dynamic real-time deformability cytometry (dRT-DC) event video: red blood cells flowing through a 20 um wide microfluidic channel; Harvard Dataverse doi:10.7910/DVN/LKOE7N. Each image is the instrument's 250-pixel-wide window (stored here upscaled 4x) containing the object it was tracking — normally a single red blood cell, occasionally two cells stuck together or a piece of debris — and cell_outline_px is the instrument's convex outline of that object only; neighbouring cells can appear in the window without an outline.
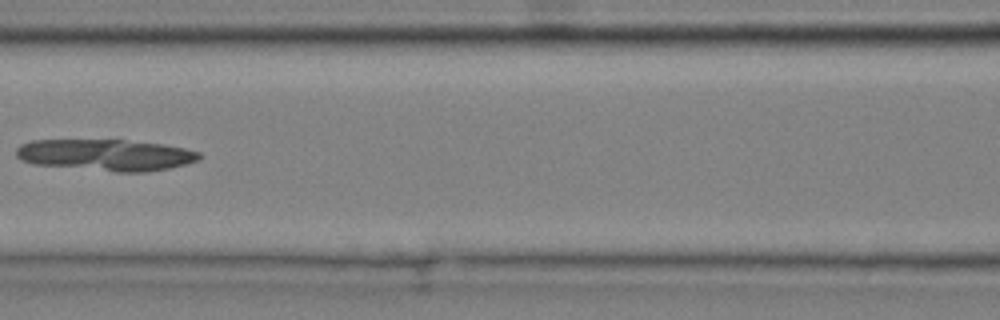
{"species": "common noctule bat (a hibernating species)", "species_latin": "Nyctalus noctula", "temperature_condition": "cold", "stored_images_in_passage": 7, "camera_frame_rate_fps": 3000, "um_per_image_px": 0.085, "animal": {"sex": "male", "body_mass_g": 20.4}, "frame": {"image": 1, "passage_image": 6, "time_ms": 1.667, "image_size_px": [1000, 320], "cell_outline_px": [[204, 156], [200, 160], [168, 168], [144, 172], [116, 172], [32, 164], [20, 160], [16, 156], [16, 148], [20, 144], [32, 140], [124, 140], [160, 144], [184, 148], [200, 152]], "centroid_in_image_um": [8.97, 13.18], "position_along_channel_um": 157.6, "area_um2": 33.7}}
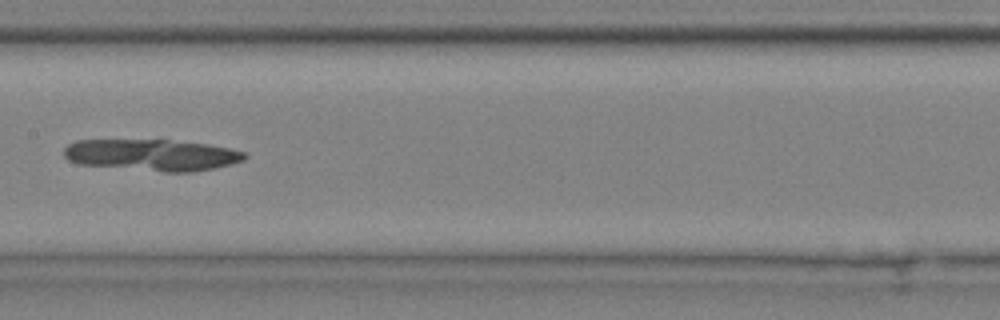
{"frame": {"image": 2, "passage_image": 7, "time_ms": 2.0, "image_size_px": [1000, 320], "cell_outline_px": [[248, 156], [244, 160], [216, 168], [192, 172], [164, 172], [80, 164], [68, 160], [64, 156], [64, 148], [68, 144], [76, 140], [168, 140], [208, 144], [232, 148], [248, 152]], "centroid_in_image_um": [12.96, 13.17], "position_along_channel_um": 194.4, "area_um2": 33.41}}